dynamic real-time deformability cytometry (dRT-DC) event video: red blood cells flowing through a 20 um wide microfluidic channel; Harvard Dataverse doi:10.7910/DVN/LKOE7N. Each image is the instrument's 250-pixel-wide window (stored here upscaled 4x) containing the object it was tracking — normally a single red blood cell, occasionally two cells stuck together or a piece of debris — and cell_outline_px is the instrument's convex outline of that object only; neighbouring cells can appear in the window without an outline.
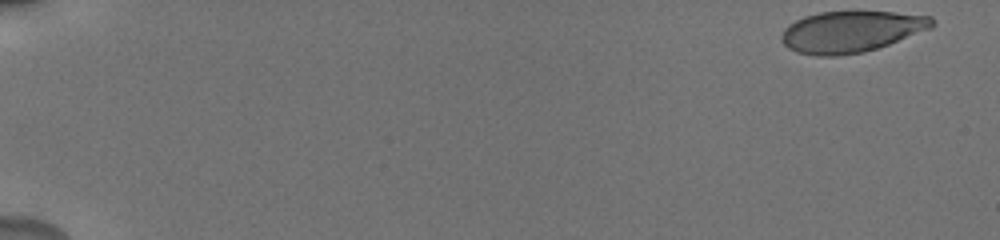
{"species": "human", "species_latin": "Homo sapiens", "temperature_condition": "cold", "stored_images_in_passage": 26, "camera_frame_rate_fps": 3000, "um_per_image_px": 0.085, "donor": {"sex": "male"}, "frame": {"image": 1, "passage_image": 1, "time_ms": 0.0, "image_size_px": [1000, 240], "cell_outline_px": [[936, 24], [932, 28], [888, 44], [864, 52], [836, 56], [816, 56], [796, 52], [788, 48], [780, 40], [780, 36], [784, 28], [788, 24], [804, 16], [820, 12], [892, 12], [932, 16]], "centroid_in_image_um": [72.32, 2.69], "position_along_channel_um": 12.7, "area_um2": 36.3}}
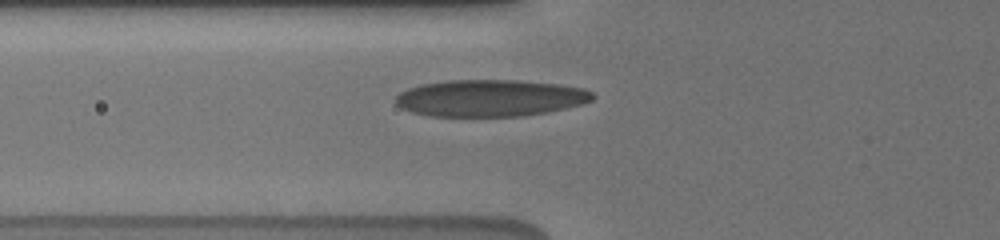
{"frame": {"image": 2, "passage_image": 19, "time_ms": 6.667, "image_size_px": [1000, 240], "cell_outline_px": [[596, 96], [592, 100], [580, 104], [548, 112], [524, 116], [428, 116], [412, 112], [400, 108], [396, 104], [396, 96], [400, 92], [408, 88], [420, 84], [444, 80], [520, 80], [556, 84], [584, 88], [592, 92]], "centroid_in_image_um": [41.63, 8.33], "position_along_channel_um": 84.2, "area_um2": 42.48}}
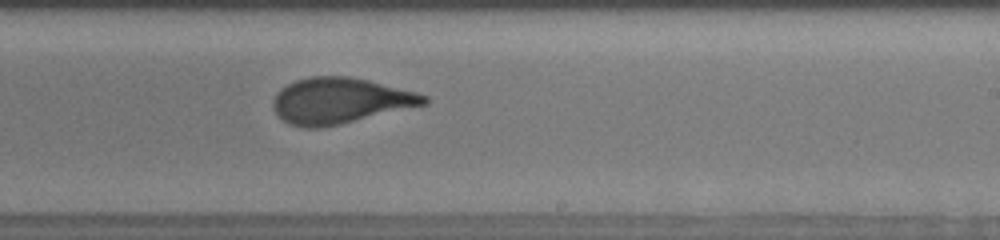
{"frame": {"image": 3, "passage_image": 26, "time_ms": 11.333, "image_size_px": [1000, 240], "cell_outline_px": [[428, 104], [324, 128], [304, 128], [288, 124], [272, 108], [272, 100], [276, 92], [280, 88], [296, 80], [308, 76], [348, 76], [368, 80], [416, 92], [428, 96]], "centroid_in_image_um": [28.88, 8.57], "position_along_channel_um": 260.1, "area_um2": 40.58}}